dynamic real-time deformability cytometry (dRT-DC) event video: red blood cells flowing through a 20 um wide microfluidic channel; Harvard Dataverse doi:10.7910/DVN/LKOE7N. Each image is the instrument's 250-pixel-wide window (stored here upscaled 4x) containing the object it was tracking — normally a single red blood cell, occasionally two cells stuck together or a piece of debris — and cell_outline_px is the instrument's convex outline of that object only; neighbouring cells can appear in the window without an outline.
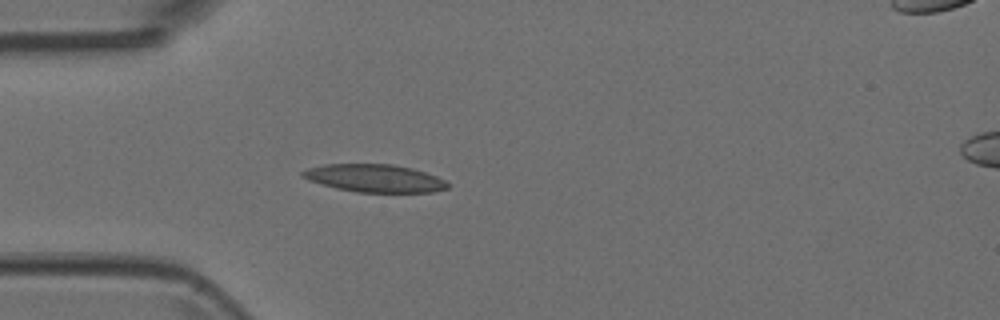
{"species": "Egyptian fruit bat (a non-hibernating species)", "species_latin": "Rousettus aegyptiacus", "temperature_condition": "room temperature", "stored_images_in_passage": 4, "camera_frame_rate_fps": 3000, "um_per_image_px": 0.085, "animal": {"sex": "female"}, "frame": {"image": 1, "passage_image": 4, "time_ms": 1.0, "image_size_px": [1000, 320], "cell_outline_px": [[448, 188], [432, 192], [356, 192], [336, 188], [320, 184], [308, 180], [300, 176], [300, 172], [308, 168], [324, 164], [392, 164], [412, 168], [436, 176], [444, 180], [448, 184]], "centroid_in_image_um": [31.79, 15.15], "position_along_channel_um": 53.2, "area_um2": 23.47}}